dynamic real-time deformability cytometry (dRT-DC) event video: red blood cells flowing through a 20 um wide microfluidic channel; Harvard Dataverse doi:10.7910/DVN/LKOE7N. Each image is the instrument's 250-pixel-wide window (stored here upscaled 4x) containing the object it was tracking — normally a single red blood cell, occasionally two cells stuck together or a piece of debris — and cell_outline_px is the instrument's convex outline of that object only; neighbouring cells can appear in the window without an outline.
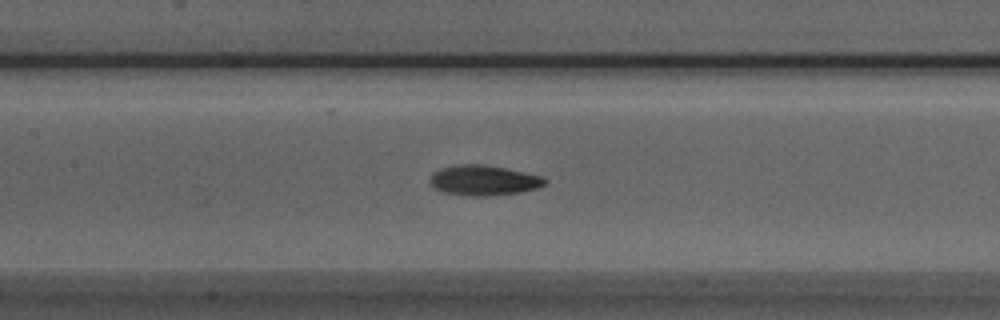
{"species": "Egyptian fruit bat (a non-hibernating species)", "species_latin": "Rousettus aegyptiacus", "temperature_condition": "room temperature", "stored_images_in_passage": 27, "camera_frame_rate_fps": 3000, "um_per_image_px": 0.085, "animal": {"sex": "male"}, "frame": {"image": 1, "passage_image": 9, "time_ms": 2.667, "image_size_px": [1000, 320], "cell_outline_px": [[548, 180], [544, 184], [536, 188], [520, 192], [484, 196], [468, 196], [440, 192], [432, 184], [432, 172], [440, 168], [460, 164], [480, 164], [504, 168], [540, 176]], "centroid_in_image_um": [41.08, 15.33], "position_along_channel_um": 166.3, "area_um2": 19.88}}
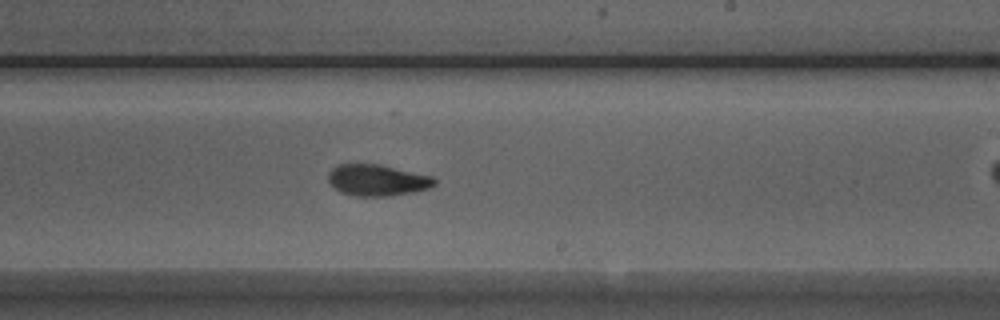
{"frame": {"image": 2, "passage_image": 16, "time_ms": 5.0, "image_size_px": [1000, 320], "cell_outline_px": [[436, 184], [428, 188], [412, 192], [392, 196], [356, 196], [340, 192], [328, 180], [328, 172], [332, 168], [340, 164], [380, 164], [432, 176], [436, 180]], "centroid_in_image_um": [32.07, 15.31], "position_along_channel_um": 256.9, "area_um2": 19.36}}
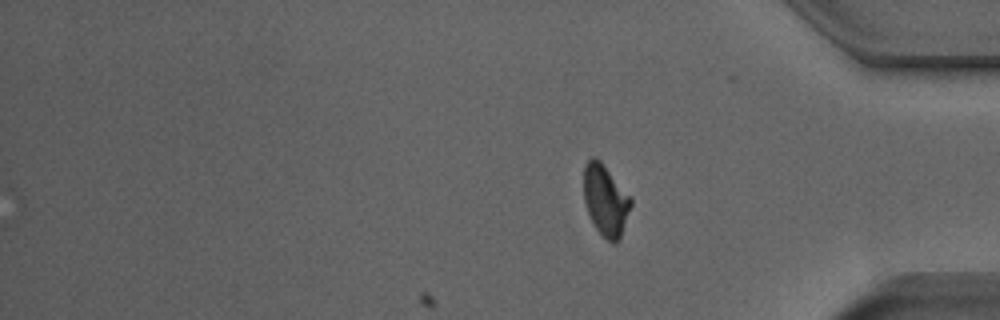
{"frame": {"image": 3, "passage_image": 27, "time_ms": 8.667, "image_size_px": [1000, 320], "cell_outline_px": [[632, 204], [620, 236], [616, 244], [612, 244], [596, 228], [588, 212], [584, 200], [584, 164], [592, 156], [596, 156], [600, 160], [632, 200]], "centroid_in_image_um": [51.45, 17.0], "position_along_channel_um": 383.8, "area_um2": 19.07}, "authors_computed_cell_mechanics": {"area_um2": 19.8254, "velocity_mm_per_s": 3.8924, "shape_relaxation_time_tau1_ms": 3.2903, "shape_relaxation_time_tau2_ms": 3.1701, "deformation_change_tau1": 0.1241, "deformation_change_tau2": 0.0933}}